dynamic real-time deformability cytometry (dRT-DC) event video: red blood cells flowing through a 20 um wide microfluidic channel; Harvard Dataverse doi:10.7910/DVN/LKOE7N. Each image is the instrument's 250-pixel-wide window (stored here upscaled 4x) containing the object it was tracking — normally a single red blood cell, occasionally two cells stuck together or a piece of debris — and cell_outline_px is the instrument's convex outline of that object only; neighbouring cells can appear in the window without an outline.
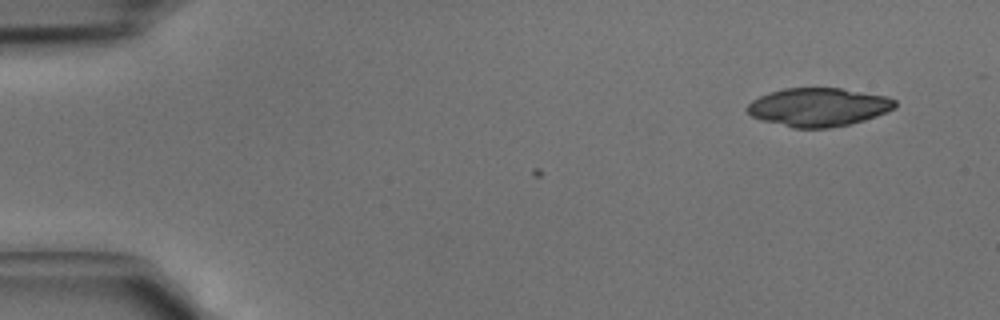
{"species": "common noctule bat (a hibernating species)", "species_latin": "Nyctalus noctula", "temperature_condition": "cold", "stored_images_in_passage": 2, "camera_frame_rate_fps": 3000, "um_per_image_px": 0.085, "animal": {"sex": "male", "body_mass_g": 15.6}, "frame": {"image": 1, "passage_image": 2, "time_ms": 0.333, "image_size_px": [1000, 320], "cell_outline_px": [[896, 108], [876, 116], [864, 120], [848, 124], [828, 128], [792, 128], [764, 120], [752, 116], [748, 112], [748, 104], [752, 100], [760, 96], [784, 88], [840, 88], [884, 96], [896, 100]], "centroid_in_image_um": [69.58, 9.11], "position_along_channel_um": 15.4, "area_um2": 32.71}}